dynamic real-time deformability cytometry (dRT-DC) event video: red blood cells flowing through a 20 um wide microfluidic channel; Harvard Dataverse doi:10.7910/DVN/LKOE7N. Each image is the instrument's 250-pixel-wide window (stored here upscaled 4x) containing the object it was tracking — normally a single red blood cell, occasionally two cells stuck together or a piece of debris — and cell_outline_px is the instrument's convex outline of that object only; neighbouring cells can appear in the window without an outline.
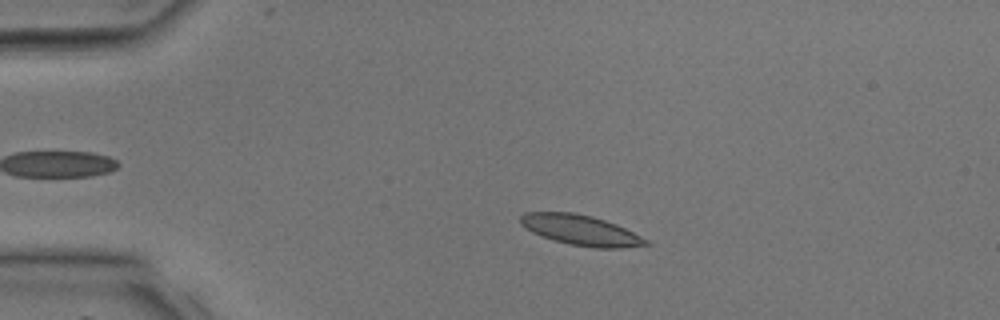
{"species": "common noctule bat (a hibernating species)", "species_latin": "Nyctalus noctula", "temperature_condition": "room temperature", "stored_images_in_passage": 37, "camera_frame_rate_fps": 3000, "um_per_image_px": 0.085, "animal": {"sex": "male", "body_mass_g": 17.9, "forearm_length_mm": 54.2}, "frame": {"image": 1, "passage_image": 7, "time_ms": 2.0, "image_size_px": [1000, 320], "cell_outline_px": [[652, 244], [620, 248], [596, 248], [572, 244], [556, 240], [532, 232], [520, 224], [520, 216], [524, 212], [572, 212], [592, 216], [616, 224], [648, 240]], "centroid_in_image_um": [49.36, 19.55], "position_along_channel_um": 35.6, "area_um2": 21.79}}
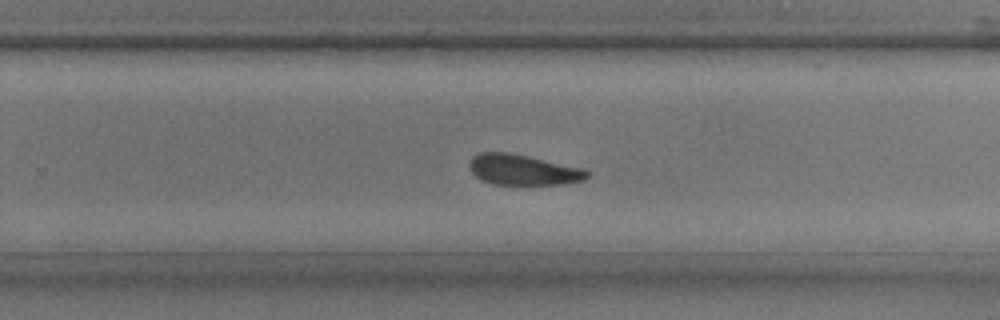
{"frame": {"image": 2, "passage_image": 24, "time_ms": 7.667, "image_size_px": [1000, 320], "cell_outline_px": [[592, 172], [584, 180], [564, 184], [532, 188], [492, 184], [476, 176], [472, 172], [468, 164], [472, 156], [480, 152], [508, 152], [528, 156], [584, 168]], "centroid_in_image_um": [44.51, 14.49], "position_along_channel_um": 285.3, "area_um2": 22.02}}
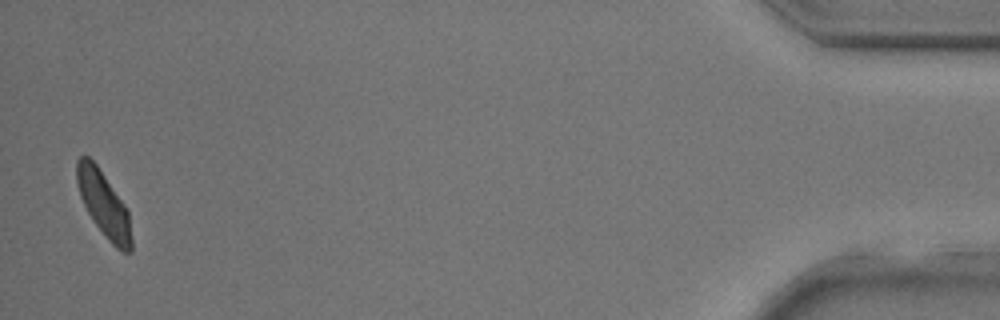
{"frame": {"image": 3, "passage_image": 37, "time_ms": 12.0, "image_size_px": [1000, 320], "cell_outline_px": [[132, 252], [120, 252], [108, 240], [96, 224], [88, 212], [80, 196], [76, 180], [76, 160], [80, 156], [88, 156], [96, 164], [124, 204], [128, 212], [132, 240]], "centroid_in_image_um": [8.82, 17.37], "position_along_channel_um": 426.4, "area_um2": 20.52}}